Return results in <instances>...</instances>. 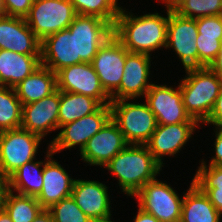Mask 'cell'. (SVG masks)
Here are the masks:
<instances>
[{
	"mask_svg": "<svg viewBox=\"0 0 222 222\" xmlns=\"http://www.w3.org/2000/svg\"><path fill=\"white\" fill-rule=\"evenodd\" d=\"M165 5L167 17L159 13L133 16L121 8L113 26V35L132 53L150 55V52L166 47L169 5Z\"/></svg>",
	"mask_w": 222,
	"mask_h": 222,
	"instance_id": "cell-1",
	"label": "cell"
},
{
	"mask_svg": "<svg viewBox=\"0 0 222 222\" xmlns=\"http://www.w3.org/2000/svg\"><path fill=\"white\" fill-rule=\"evenodd\" d=\"M118 178L121 190L134 196L146 183L153 181L162 170L146 145L128 144L105 166Z\"/></svg>",
	"mask_w": 222,
	"mask_h": 222,
	"instance_id": "cell-2",
	"label": "cell"
},
{
	"mask_svg": "<svg viewBox=\"0 0 222 222\" xmlns=\"http://www.w3.org/2000/svg\"><path fill=\"white\" fill-rule=\"evenodd\" d=\"M186 77L179 87L186 112L198 123L209 118L222 89V78L209 67L185 69Z\"/></svg>",
	"mask_w": 222,
	"mask_h": 222,
	"instance_id": "cell-3",
	"label": "cell"
},
{
	"mask_svg": "<svg viewBox=\"0 0 222 222\" xmlns=\"http://www.w3.org/2000/svg\"><path fill=\"white\" fill-rule=\"evenodd\" d=\"M110 106L111 119L118 125L126 142L145 145L157 126L155 115L147 103H130L123 99L111 101Z\"/></svg>",
	"mask_w": 222,
	"mask_h": 222,
	"instance_id": "cell-4",
	"label": "cell"
},
{
	"mask_svg": "<svg viewBox=\"0 0 222 222\" xmlns=\"http://www.w3.org/2000/svg\"><path fill=\"white\" fill-rule=\"evenodd\" d=\"M76 15L69 0H34L25 21L42 41L51 34L67 29Z\"/></svg>",
	"mask_w": 222,
	"mask_h": 222,
	"instance_id": "cell-5",
	"label": "cell"
},
{
	"mask_svg": "<svg viewBox=\"0 0 222 222\" xmlns=\"http://www.w3.org/2000/svg\"><path fill=\"white\" fill-rule=\"evenodd\" d=\"M42 137L22 128L0 132V172L9 177L35 159Z\"/></svg>",
	"mask_w": 222,
	"mask_h": 222,
	"instance_id": "cell-6",
	"label": "cell"
},
{
	"mask_svg": "<svg viewBox=\"0 0 222 222\" xmlns=\"http://www.w3.org/2000/svg\"><path fill=\"white\" fill-rule=\"evenodd\" d=\"M75 35L76 64L91 63L98 49L113 35V25L101 18L77 14L69 25Z\"/></svg>",
	"mask_w": 222,
	"mask_h": 222,
	"instance_id": "cell-7",
	"label": "cell"
},
{
	"mask_svg": "<svg viewBox=\"0 0 222 222\" xmlns=\"http://www.w3.org/2000/svg\"><path fill=\"white\" fill-rule=\"evenodd\" d=\"M139 208L150 213L160 222H180L182 202L168 184L157 179L146 183L135 195Z\"/></svg>",
	"mask_w": 222,
	"mask_h": 222,
	"instance_id": "cell-8",
	"label": "cell"
},
{
	"mask_svg": "<svg viewBox=\"0 0 222 222\" xmlns=\"http://www.w3.org/2000/svg\"><path fill=\"white\" fill-rule=\"evenodd\" d=\"M111 119V106L101 105L95 112L74 122L67 123L60 128L59 134L49 144L53 154L79 145L80 152L88 140L98 133Z\"/></svg>",
	"mask_w": 222,
	"mask_h": 222,
	"instance_id": "cell-9",
	"label": "cell"
},
{
	"mask_svg": "<svg viewBox=\"0 0 222 222\" xmlns=\"http://www.w3.org/2000/svg\"><path fill=\"white\" fill-rule=\"evenodd\" d=\"M196 19L178 15L169 5L167 48H173L185 69L198 67Z\"/></svg>",
	"mask_w": 222,
	"mask_h": 222,
	"instance_id": "cell-10",
	"label": "cell"
},
{
	"mask_svg": "<svg viewBox=\"0 0 222 222\" xmlns=\"http://www.w3.org/2000/svg\"><path fill=\"white\" fill-rule=\"evenodd\" d=\"M152 84L145 94V102L154 113L157 124L198 123L186 112L181 89Z\"/></svg>",
	"mask_w": 222,
	"mask_h": 222,
	"instance_id": "cell-11",
	"label": "cell"
},
{
	"mask_svg": "<svg viewBox=\"0 0 222 222\" xmlns=\"http://www.w3.org/2000/svg\"><path fill=\"white\" fill-rule=\"evenodd\" d=\"M57 89L79 93L96 99L101 105H109L111 97L103 89L91 63H79L56 72Z\"/></svg>",
	"mask_w": 222,
	"mask_h": 222,
	"instance_id": "cell-12",
	"label": "cell"
},
{
	"mask_svg": "<svg viewBox=\"0 0 222 222\" xmlns=\"http://www.w3.org/2000/svg\"><path fill=\"white\" fill-rule=\"evenodd\" d=\"M129 51L112 35L99 49L91 62L105 92L111 96L120 86L126 54Z\"/></svg>",
	"mask_w": 222,
	"mask_h": 222,
	"instance_id": "cell-13",
	"label": "cell"
},
{
	"mask_svg": "<svg viewBox=\"0 0 222 222\" xmlns=\"http://www.w3.org/2000/svg\"><path fill=\"white\" fill-rule=\"evenodd\" d=\"M151 56L144 53L126 54L124 73L119 88L110 96L111 101L145 96L153 83H149Z\"/></svg>",
	"mask_w": 222,
	"mask_h": 222,
	"instance_id": "cell-14",
	"label": "cell"
},
{
	"mask_svg": "<svg viewBox=\"0 0 222 222\" xmlns=\"http://www.w3.org/2000/svg\"><path fill=\"white\" fill-rule=\"evenodd\" d=\"M127 145L118 125L110 119L98 133L88 140L80 154L83 161L89 165L104 167Z\"/></svg>",
	"mask_w": 222,
	"mask_h": 222,
	"instance_id": "cell-15",
	"label": "cell"
},
{
	"mask_svg": "<svg viewBox=\"0 0 222 222\" xmlns=\"http://www.w3.org/2000/svg\"><path fill=\"white\" fill-rule=\"evenodd\" d=\"M107 188L98 181L75 179L71 196L93 222H113Z\"/></svg>",
	"mask_w": 222,
	"mask_h": 222,
	"instance_id": "cell-16",
	"label": "cell"
},
{
	"mask_svg": "<svg viewBox=\"0 0 222 222\" xmlns=\"http://www.w3.org/2000/svg\"><path fill=\"white\" fill-rule=\"evenodd\" d=\"M60 90L38 101L22 105L21 128L42 138L58 129Z\"/></svg>",
	"mask_w": 222,
	"mask_h": 222,
	"instance_id": "cell-17",
	"label": "cell"
},
{
	"mask_svg": "<svg viewBox=\"0 0 222 222\" xmlns=\"http://www.w3.org/2000/svg\"><path fill=\"white\" fill-rule=\"evenodd\" d=\"M199 123L157 124L149 141L145 144L154 159L163 166L162 156H174L191 138Z\"/></svg>",
	"mask_w": 222,
	"mask_h": 222,
	"instance_id": "cell-18",
	"label": "cell"
},
{
	"mask_svg": "<svg viewBox=\"0 0 222 222\" xmlns=\"http://www.w3.org/2000/svg\"><path fill=\"white\" fill-rule=\"evenodd\" d=\"M53 155L49 147L47 160L43 165V186L36 197L41 207L46 210L63 198L71 196L75 181L57 161L52 159Z\"/></svg>",
	"mask_w": 222,
	"mask_h": 222,
	"instance_id": "cell-19",
	"label": "cell"
},
{
	"mask_svg": "<svg viewBox=\"0 0 222 222\" xmlns=\"http://www.w3.org/2000/svg\"><path fill=\"white\" fill-rule=\"evenodd\" d=\"M41 41L35 36L25 18H0V49L24 55H40Z\"/></svg>",
	"mask_w": 222,
	"mask_h": 222,
	"instance_id": "cell-20",
	"label": "cell"
},
{
	"mask_svg": "<svg viewBox=\"0 0 222 222\" xmlns=\"http://www.w3.org/2000/svg\"><path fill=\"white\" fill-rule=\"evenodd\" d=\"M41 65L54 73L76 64L75 35L63 29L45 37L40 46Z\"/></svg>",
	"mask_w": 222,
	"mask_h": 222,
	"instance_id": "cell-21",
	"label": "cell"
},
{
	"mask_svg": "<svg viewBox=\"0 0 222 222\" xmlns=\"http://www.w3.org/2000/svg\"><path fill=\"white\" fill-rule=\"evenodd\" d=\"M41 66L40 55L0 49V85L14 88Z\"/></svg>",
	"mask_w": 222,
	"mask_h": 222,
	"instance_id": "cell-22",
	"label": "cell"
},
{
	"mask_svg": "<svg viewBox=\"0 0 222 222\" xmlns=\"http://www.w3.org/2000/svg\"><path fill=\"white\" fill-rule=\"evenodd\" d=\"M14 89L22 105L38 101L57 90L56 73L41 65Z\"/></svg>",
	"mask_w": 222,
	"mask_h": 222,
	"instance_id": "cell-23",
	"label": "cell"
},
{
	"mask_svg": "<svg viewBox=\"0 0 222 222\" xmlns=\"http://www.w3.org/2000/svg\"><path fill=\"white\" fill-rule=\"evenodd\" d=\"M180 222H220L222 214L210 202L193 181L186 193L183 194Z\"/></svg>",
	"mask_w": 222,
	"mask_h": 222,
	"instance_id": "cell-24",
	"label": "cell"
},
{
	"mask_svg": "<svg viewBox=\"0 0 222 222\" xmlns=\"http://www.w3.org/2000/svg\"><path fill=\"white\" fill-rule=\"evenodd\" d=\"M101 104L93 97L79 93L60 91L58 129L95 112Z\"/></svg>",
	"mask_w": 222,
	"mask_h": 222,
	"instance_id": "cell-25",
	"label": "cell"
},
{
	"mask_svg": "<svg viewBox=\"0 0 222 222\" xmlns=\"http://www.w3.org/2000/svg\"><path fill=\"white\" fill-rule=\"evenodd\" d=\"M42 161H30L22 165L9 176L10 191H17L20 195L37 197L43 186Z\"/></svg>",
	"mask_w": 222,
	"mask_h": 222,
	"instance_id": "cell-26",
	"label": "cell"
},
{
	"mask_svg": "<svg viewBox=\"0 0 222 222\" xmlns=\"http://www.w3.org/2000/svg\"><path fill=\"white\" fill-rule=\"evenodd\" d=\"M192 181L222 214V166L206 165L202 160Z\"/></svg>",
	"mask_w": 222,
	"mask_h": 222,
	"instance_id": "cell-27",
	"label": "cell"
},
{
	"mask_svg": "<svg viewBox=\"0 0 222 222\" xmlns=\"http://www.w3.org/2000/svg\"><path fill=\"white\" fill-rule=\"evenodd\" d=\"M22 103L14 88L0 85V132L21 128Z\"/></svg>",
	"mask_w": 222,
	"mask_h": 222,
	"instance_id": "cell-28",
	"label": "cell"
},
{
	"mask_svg": "<svg viewBox=\"0 0 222 222\" xmlns=\"http://www.w3.org/2000/svg\"><path fill=\"white\" fill-rule=\"evenodd\" d=\"M4 209L12 222H32L43 210L36 197L16 195L13 191L8 192Z\"/></svg>",
	"mask_w": 222,
	"mask_h": 222,
	"instance_id": "cell-29",
	"label": "cell"
},
{
	"mask_svg": "<svg viewBox=\"0 0 222 222\" xmlns=\"http://www.w3.org/2000/svg\"><path fill=\"white\" fill-rule=\"evenodd\" d=\"M178 15L197 19L222 15V0H163Z\"/></svg>",
	"mask_w": 222,
	"mask_h": 222,
	"instance_id": "cell-30",
	"label": "cell"
},
{
	"mask_svg": "<svg viewBox=\"0 0 222 222\" xmlns=\"http://www.w3.org/2000/svg\"><path fill=\"white\" fill-rule=\"evenodd\" d=\"M77 14L95 16L115 25L121 7L118 0H69Z\"/></svg>",
	"mask_w": 222,
	"mask_h": 222,
	"instance_id": "cell-31",
	"label": "cell"
},
{
	"mask_svg": "<svg viewBox=\"0 0 222 222\" xmlns=\"http://www.w3.org/2000/svg\"><path fill=\"white\" fill-rule=\"evenodd\" d=\"M47 210L51 213L54 222H93L77 206L72 196L63 198Z\"/></svg>",
	"mask_w": 222,
	"mask_h": 222,
	"instance_id": "cell-32",
	"label": "cell"
},
{
	"mask_svg": "<svg viewBox=\"0 0 222 222\" xmlns=\"http://www.w3.org/2000/svg\"><path fill=\"white\" fill-rule=\"evenodd\" d=\"M222 37H209L198 34L196 45L198 51V67H209L216 58Z\"/></svg>",
	"mask_w": 222,
	"mask_h": 222,
	"instance_id": "cell-33",
	"label": "cell"
},
{
	"mask_svg": "<svg viewBox=\"0 0 222 222\" xmlns=\"http://www.w3.org/2000/svg\"><path fill=\"white\" fill-rule=\"evenodd\" d=\"M198 34L209 37H222V15L196 19Z\"/></svg>",
	"mask_w": 222,
	"mask_h": 222,
	"instance_id": "cell-34",
	"label": "cell"
},
{
	"mask_svg": "<svg viewBox=\"0 0 222 222\" xmlns=\"http://www.w3.org/2000/svg\"><path fill=\"white\" fill-rule=\"evenodd\" d=\"M34 0H3L7 16L25 18Z\"/></svg>",
	"mask_w": 222,
	"mask_h": 222,
	"instance_id": "cell-35",
	"label": "cell"
},
{
	"mask_svg": "<svg viewBox=\"0 0 222 222\" xmlns=\"http://www.w3.org/2000/svg\"><path fill=\"white\" fill-rule=\"evenodd\" d=\"M204 123L215 125V127H222V89L216 99L209 118Z\"/></svg>",
	"mask_w": 222,
	"mask_h": 222,
	"instance_id": "cell-36",
	"label": "cell"
},
{
	"mask_svg": "<svg viewBox=\"0 0 222 222\" xmlns=\"http://www.w3.org/2000/svg\"><path fill=\"white\" fill-rule=\"evenodd\" d=\"M216 139L214 142L215 147V157L211 159L209 165L212 166H222V127H216Z\"/></svg>",
	"mask_w": 222,
	"mask_h": 222,
	"instance_id": "cell-37",
	"label": "cell"
},
{
	"mask_svg": "<svg viewBox=\"0 0 222 222\" xmlns=\"http://www.w3.org/2000/svg\"><path fill=\"white\" fill-rule=\"evenodd\" d=\"M9 191V177L0 172V210L4 209L6 196Z\"/></svg>",
	"mask_w": 222,
	"mask_h": 222,
	"instance_id": "cell-38",
	"label": "cell"
},
{
	"mask_svg": "<svg viewBox=\"0 0 222 222\" xmlns=\"http://www.w3.org/2000/svg\"><path fill=\"white\" fill-rule=\"evenodd\" d=\"M209 68L222 78V41L220 43L219 52L214 61L209 65Z\"/></svg>",
	"mask_w": 222,
	"mask_h": 222,
	"instance_id": "cell-39",
	"label": "cell"
},
{
	"mask_svg": "<svg viewBox=\"0 0 222 222\" xmlns=\"http://www.w3.org/2000/svg\"><path fill=\"white\" fill-rule=\"evenodd\" d=\"M134 222H160V221L150 213L145 212L141 208H138V213L134 219Z\"/></svg>",
	"mask_w": 222,
	"mask_h": 222,
	"instance_id": "cell-40",
	"label": "cell"
},
{
	"mask_svg": "<svg viewBox=\"0 0 222 222\" xmlns=\"http://www.w3.org/2000/svg\"><path fill=\"white\" fill-rule=\"evenodd\" d=\"M32 222H54L51 213L43 209L42 212Z\"/></svg>",
	"mask_w": 222,
	"mask_h": 222,
	"instance_id": "cell-41",
	"label": "cell"
},
{
	"mask_svg": "<svg viewBox=\"0 0 222 222\" xmlns=\"http://www.w3.org/2000/svg\"><path fill=\"white\" fill-rule=\"evenodd\" d=\"M0 222H12L9 214L6 212L5 209L0 210Z\"/></svg>",
	"mask_w": 222,
	"mask_h": 222,
	"instance_id": "cell-42",
	"label": "cell"
},
{
	"mask_svg": "<svg viewBox=\"0 0 222 222\" xmlns=\"http://www.w3.org/2000/svg\"><path fill=\"white\" fill-rule=\"evenodd\" d=\"M7 16L3 0H0V18Z\"/></svg>",
	"mask_w": 222,
	"mask_h": 222,
	"instance_id": "cell-43",
	"label": "cell"
}]
</instances>
